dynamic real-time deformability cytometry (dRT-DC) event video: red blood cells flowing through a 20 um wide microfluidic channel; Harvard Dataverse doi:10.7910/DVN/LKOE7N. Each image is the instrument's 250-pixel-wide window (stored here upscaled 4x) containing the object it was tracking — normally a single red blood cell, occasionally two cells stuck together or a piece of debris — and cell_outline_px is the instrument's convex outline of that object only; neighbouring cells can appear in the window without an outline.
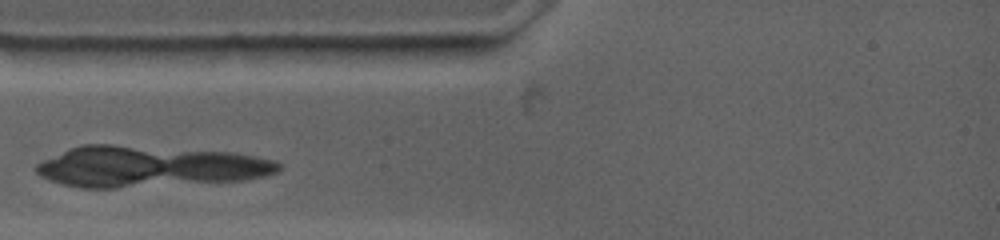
{"species": "common noctule bat (a hibernating species)", "species_latin": "Nyctalus noctula", "temperature_condition": "warm", "stored_images_in_passage": 2, "camera_frame_rate_fps": 4500, "um_per_image_px": 0.085, "animal": {"sex": "female", "body_mass_g": 19.0, "forearm_length_mm": 53.3}, "frame": {"image": 1, "passage_image": 1, "time_ms": 0.0, "image_size_px": [1000, 240], "cell_outline_px": [[452, 48], [424, 56], [296, 60], [280, 48], [296, 44], [452, 44]], "centroid_in_image_um": [30.7, 4.31], "position_along_channel_um": 54.3, "area_um2": 15.49}}